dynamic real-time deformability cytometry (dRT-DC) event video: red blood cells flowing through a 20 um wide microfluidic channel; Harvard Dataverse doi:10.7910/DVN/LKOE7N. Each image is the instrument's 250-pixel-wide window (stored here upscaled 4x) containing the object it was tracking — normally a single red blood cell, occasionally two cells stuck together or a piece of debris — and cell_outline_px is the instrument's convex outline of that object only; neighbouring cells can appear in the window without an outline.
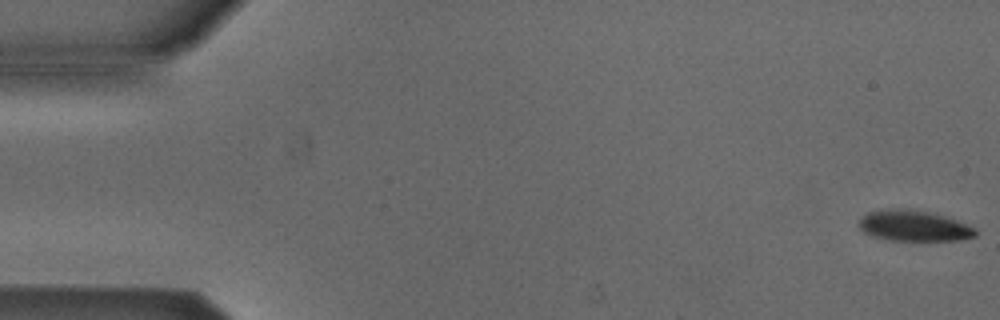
{"species": "Egyptian fruit bat (a non-hibernating species)", "species_latin": "Rousettus aegyptiacus", "temperature_condition": "cold", "stored_images_in_passage": 5, "camera_frame_rate_fps": 3000, "um_per_image_px": 0.085, "animal": {"sex": "male"}, "frame": {"image": 1, "passage_image": 1, "time_ms": 0.0, "image_size_px": [1000, 320], "cell_outline_px": [[976, 236], [960, 240], [888, 240], [872, 236], [864, 232], [856, 224], [868, 212], [924, 212], [944, 216], [956, 220], [976, 228]], "centroid_in_image_um": [77.72, 19.27], "position_along_channel_um": 7.3, "area_um2": 19.71}}
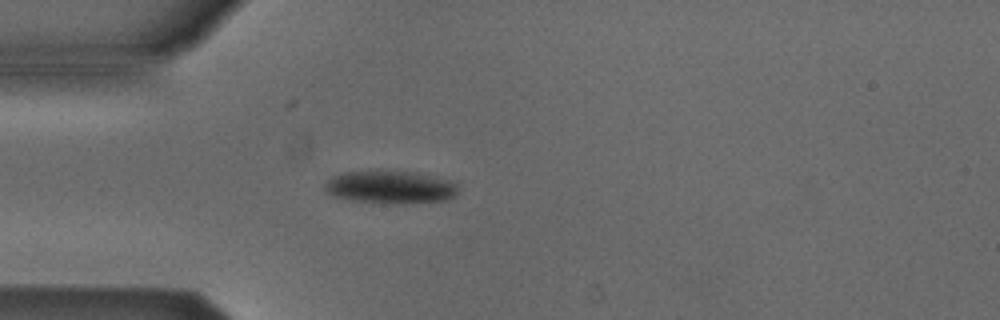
{"frame": {"image": 2, "passage_image": 5, "time_ms": 1.333, "image_size_px": [1000, 320], "cell_outline_px": [[456, 192], [448, 200], [404, 204], [384, 204], [352, 200], [332, 196], [324, 188], [324, 184], [332, 176], [344, 172], [380, 168], [416, 172], [444, 180], [456, 184]], "centroid_in_image_um": [33.09, 15.88], "position_along_channel_um": 51.9, "area_um2": 26.13}}